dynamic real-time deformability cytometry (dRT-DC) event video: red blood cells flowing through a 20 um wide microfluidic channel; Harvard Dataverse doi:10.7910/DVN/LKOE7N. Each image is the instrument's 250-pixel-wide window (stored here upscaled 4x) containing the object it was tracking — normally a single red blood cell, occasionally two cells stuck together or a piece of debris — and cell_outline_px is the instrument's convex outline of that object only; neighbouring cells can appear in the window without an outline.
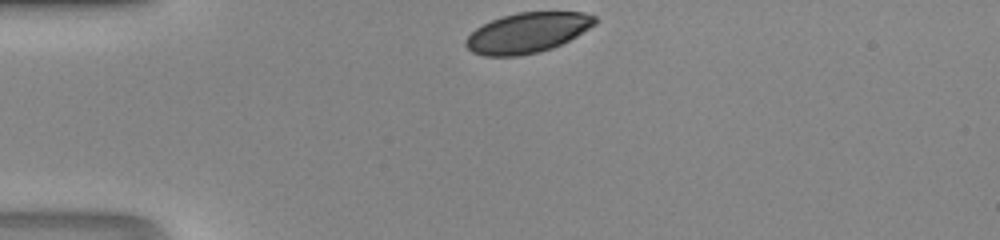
{"species": "human", "species_latin": "Homo sapiens", "temperature_condition": "room temperature", "stored_images_in_passage": 28, "camera_frame_rate_fps": 3000, "um_per_image_px": 0.085, "donor": {"sex": "male"}, "frame": {"image": 1, "passage_image": 1, "time_ms": 0.0, "image_size_px": [1000, 240], "cell_outline_px": [[596, 24], [576, 36], [552, 48], [540, 52], [520, 56], [484, 56], [472, 52], [464, 44], [464, 40], [476, 28], [492, 20], [516, 12], [584, 12], [596, 16]], "centroid_in_image_um": [44.82, 2.79], "position_along_channel_um": 40.2, "area_um2": 30.17}}
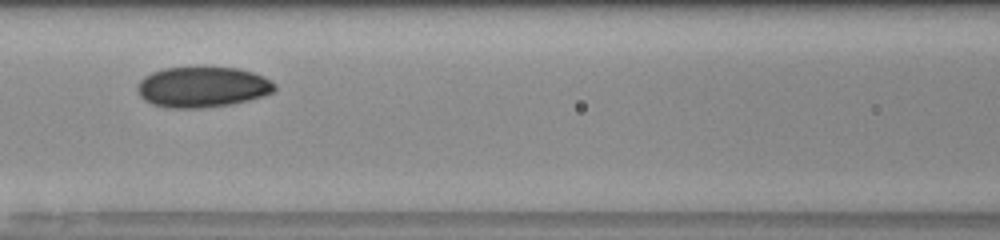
{"frame": {"image": 2, "passage_image": 11, "time_ms": 3.333, "image_size_px": [1000, 240], "cell_outline_px": [[276, 88], [272, 92], [264, 96], [232, 104], [200, 108], [172, 108], [152, 104], [144, 100], [140, 96], [136, 88], [136, 84], [144, 76], [152, 72], [164, 68], [236, 68], [252, 72], [264, 76], [276, 84]], "centroid_in_image_um": [17.19, 7.4], "position_along_channel_um": 149.4, "area_um2": 32.43}}
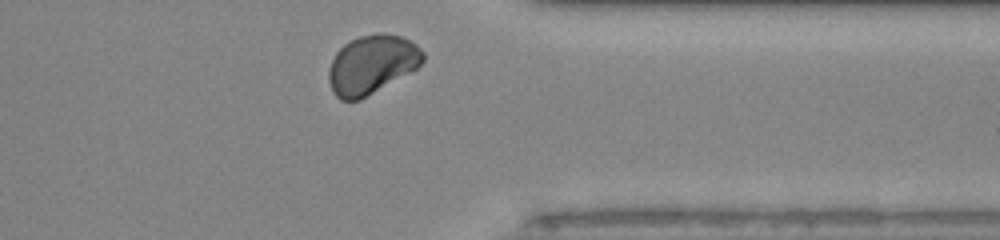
{"frame": {"image": 3, "passage_image": 27, "time_ms": 8.667, "image_size_px": [1000, 240], "cell_outline_px": [[424, 60], [416, 68], [360, 100], [340, 100], [332, 92], [328, 80], [328, 72], [332, 60], [336, 52], [344, 44], [360, 36], [376, 32], [400, 36], [416, 44], [424, 52]], "centroid_in_image_um": [31.57, 5.48], "position_along_channel_um": 379.8, "area_um2": 32.02}}